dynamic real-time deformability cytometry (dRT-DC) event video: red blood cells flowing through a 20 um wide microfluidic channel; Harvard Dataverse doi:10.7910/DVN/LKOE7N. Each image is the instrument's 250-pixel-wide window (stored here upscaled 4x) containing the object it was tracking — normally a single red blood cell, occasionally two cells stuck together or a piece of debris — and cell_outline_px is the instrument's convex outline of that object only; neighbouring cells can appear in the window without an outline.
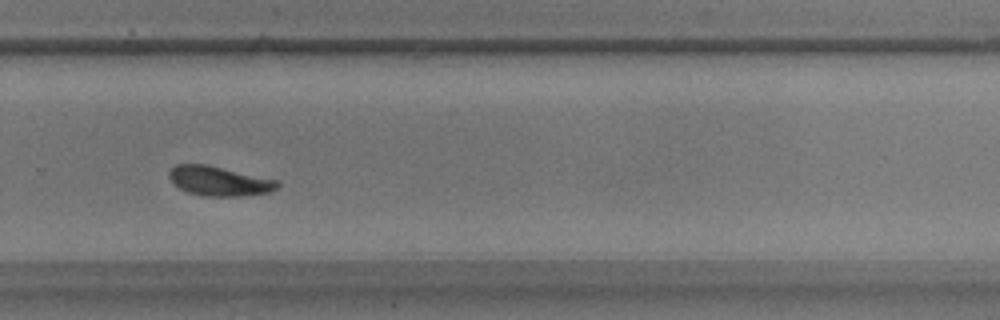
{"species": "common noctule bat (a hibernating species)", "species_latin": "Nyctalus noctula", "temperature_condition": "warm", "stored_images_in_passage": 54, "camera_frame_rate_fps": 3000, "um_per_image_px": 0.085, "animal": {"sex": "male", "body_mass_g": 17.9}, "frame": {"image": 1, "passage_image": 36, "time_ms": 11.667, "image_size_px": [1000, 320], "cell_outline_px": [[280, 184], [272, 192], [244, 196], [204, 196], [188, 192], [180, 188], [168, 176], [168, 172], [176, 164], [204, 164], [280, 180]], "centroid_in_image_um": [18.68, 15.39], "position_along_channel_um": 311.1, "area_um2": 18.61}}
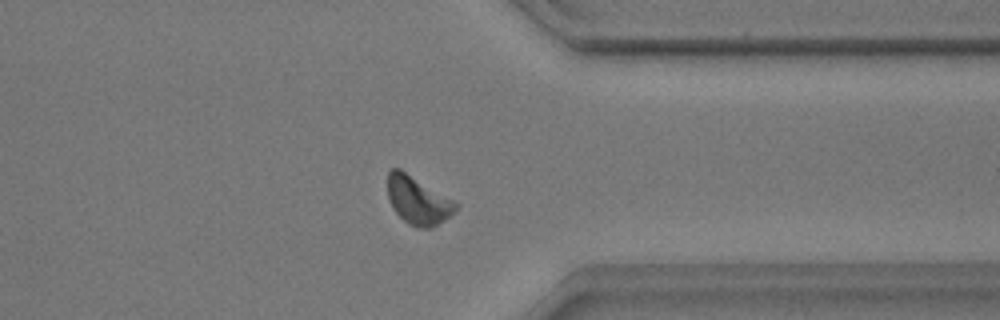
{"frame": {"image": 2, "passage_image": 42, "time_ms": 13.667, "image_size_px": [1000, 320], "cell_outline_px": [[460, 204], [456, 212], [432, 228], [416, 228], [408, 224], [392, 208], [388, 200], [388, 172], [392, 168], [400, 168], [456, 200]], "centroid_in_image_um": [35.56, 17.03], "position_along_channel_um": 375.8, "area_um2": 19.54}}
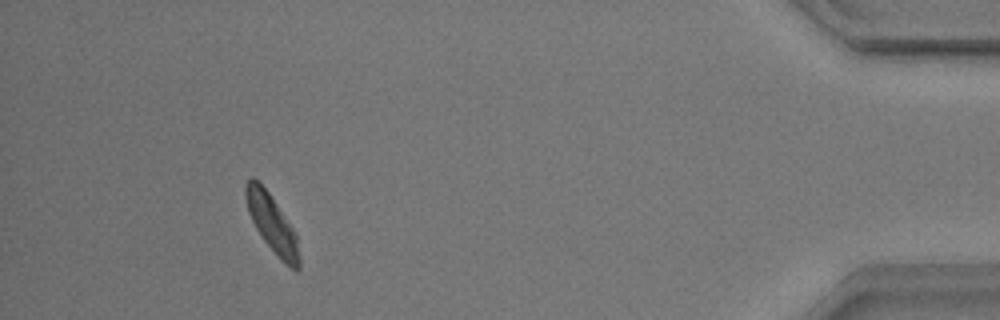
{"frame": {"image": 3, "passage_image": 50, "time_ms": 16.333, "image_size_px": [1000, 320], "cell_outline_px": [[300, 268], [296, 272], [284, 264], [280, 260], [264, 240], [256, 228], [248, 212], [244, 196], [244, 184], [252, 176], [268, 192], [296, 232], [300, 256]], "centroid_in_image_um": [23.14, 19.05], "position_along_channel_um": 412.1, "area_um2": 18.03}, "authors_computed_cell_mechanics": {"area_um2": 18.6116, "velocity_mm_per_s": 3.4945, "shape_relaxation_time_tau1_ms": 3.4262, "shape_relaxation_time_tau2_ms": 8.3444, "deformation_change_tau1": 0.1312, "deformation_change_tau2": 0.1242}}